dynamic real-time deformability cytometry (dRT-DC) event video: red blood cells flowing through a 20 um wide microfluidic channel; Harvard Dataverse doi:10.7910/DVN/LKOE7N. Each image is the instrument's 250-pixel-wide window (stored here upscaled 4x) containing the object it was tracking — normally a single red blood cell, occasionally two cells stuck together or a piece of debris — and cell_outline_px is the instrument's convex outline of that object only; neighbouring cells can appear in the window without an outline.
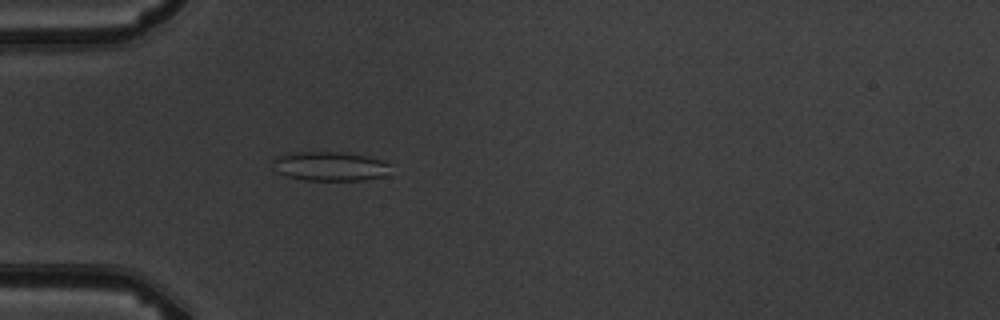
{"species": "common noctule bat (a hibernating species)", "species_latin": "Nyctalus noctula", "temperature_condition": "warm", "stored_images_in_passage": 2, "camera_frame_rate_fps": 3000, "um_per_image_px": 0.085, "animal": {"sex": "male", "body_mass_g": 19.5, "forearm_length_mm": 54.6}, "frame": {"image": 1, "passage_image": 2, "time_ms": 1.333, "image_size_px": [1000, 320], "cell_outline_px": [[388, 164], [384, 176], [364, 180], [304, 180], [288, 176], [276, 172], [272, 164], [272, 160], [276, 156], [296, 152], [340, 152], [368, 156], [380, 160]], "centroid_in_image_um": [27.97, 14.13], "position_along_channel_um": 57.0, "area_um2": 19.83}}